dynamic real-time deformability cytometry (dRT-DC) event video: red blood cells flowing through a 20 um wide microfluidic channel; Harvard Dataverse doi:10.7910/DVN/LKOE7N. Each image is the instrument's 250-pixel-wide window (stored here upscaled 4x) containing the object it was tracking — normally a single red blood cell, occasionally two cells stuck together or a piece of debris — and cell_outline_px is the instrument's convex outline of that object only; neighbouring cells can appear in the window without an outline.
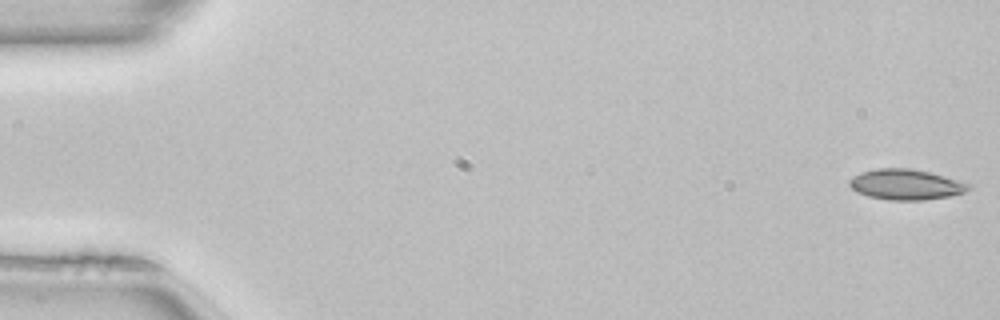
{"species": "common noctule bat (a hibernating species)", "species_latin": "Nyctalus noctula", "temperature_condition": "room temperature", "stored_images_in_passage": 50, "camera_frame_rate_fps": 3000, "um_per_image_px": 0.085, "animal": {"sex": "female", "body_mass_g": 22.7, "forearm_length_mm": 54.2}, "frame": {"image": 1, "passage_image": 1, "time_ms": 0.0, "image_size_px": [1000, 320], "cell_outline_px": [[972, 188], [964, 192], [948, 196], [924, 200], [888, 200], [868, 196], [856, 192], [848, 184], [848, 180], [852, 176], [860, 172], [876, 168], [908, 168], [928, 172], [972, 184]], "centroid_in_image_um": [76.96, 15.68], "position_along_channel_um": 8.0, "area_um2": 21.21}}
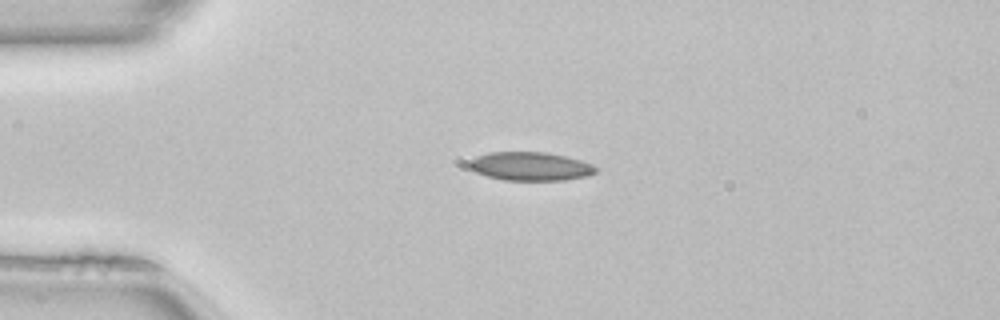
{"frame": {"image": 2, "passage_image": 12, "time_ms": 3.667, "image_size_px": [1000, 320], "cell_outline_px": [[600, 168], [596, 172], [584, 176], [564, 180], [504, 180], [488, 176], [476, 172], [468, 164], [468, 160], [476, 156], [488, 152], [544, 152], [564, 156], [580, 160]], "centroid_in_image_um": [45.06, 14.13], "position_along_channel_um": 39.9, "area_um2": 20.92}}
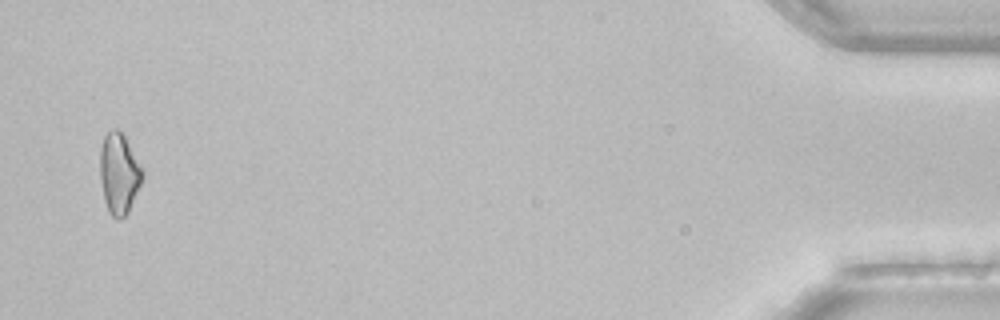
{"frame": {"image": 3, "passage_image": 49, "time_ms": 16.0, "image_size_px": [1000, 320], "cell_outline_px": [[144, 176], [128, 212], [120, 220], [116, 220], [108, 212], [104, 200], [100, 180], [100, 148], [104, 136], [112, 128], [116, 128], [124, 136], [144, 172]], "centroid_in_image_um": [10.1, 14.78], "position_along_channel_um": 425.1, "area_um2": 19.88}, "authors_computed_cell_mechanics": {"area_um2": 20.2878, "velocity_mm_per_s": 4.0885, "shape_relaxation_time_tau1_ms": null, "shape_relaxation_time_tau2_ms": 5.5752, "deformation_change_tau1": null, "deformation_change_tau2": 0.1232}}